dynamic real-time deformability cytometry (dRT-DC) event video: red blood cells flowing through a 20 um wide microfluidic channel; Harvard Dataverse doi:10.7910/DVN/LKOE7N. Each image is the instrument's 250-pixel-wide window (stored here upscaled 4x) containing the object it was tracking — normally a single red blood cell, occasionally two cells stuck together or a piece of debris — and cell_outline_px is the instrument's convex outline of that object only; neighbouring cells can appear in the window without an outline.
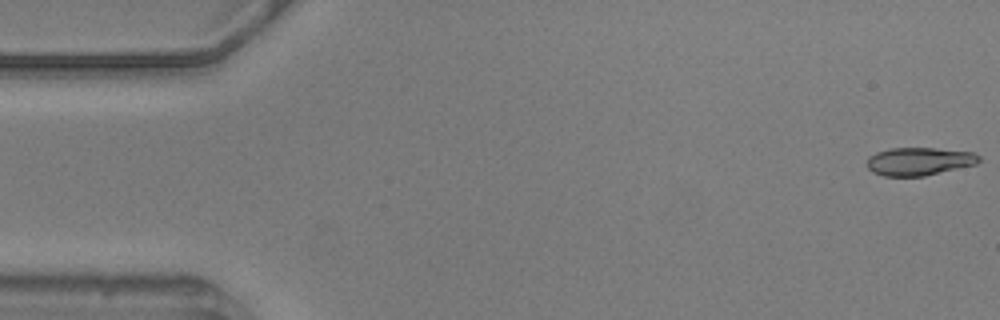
{"species": "common noctule bat (a hibernating species)", "species_latin": "Nyctalus noctula", "temperature_condition": "warm", "stored_images_in_passage": 56, "camera_frame_rate_fps": 3000, "um_per_image_px": 0.085, "animal": {"sex": "male", "body_mass_g": 20.5, "forearm_length_mm": 52.5}, "frame": {"image": 1, "passage_image": 1, "time_ms": 0.0, "image_size_px": [1000, 320], "cell_outline_px": [[980, 160], [976, 164], [924, 176], [884, 176], [872, 172], [868, 168], [868, 156], [876, 152], [888, 148], [936, 148], [972, 152], [980, 156]], "centroid_in_image_um": [78.11, 13.71], "position_along_channel_um": 6.9, "area_um2": 18.26}}
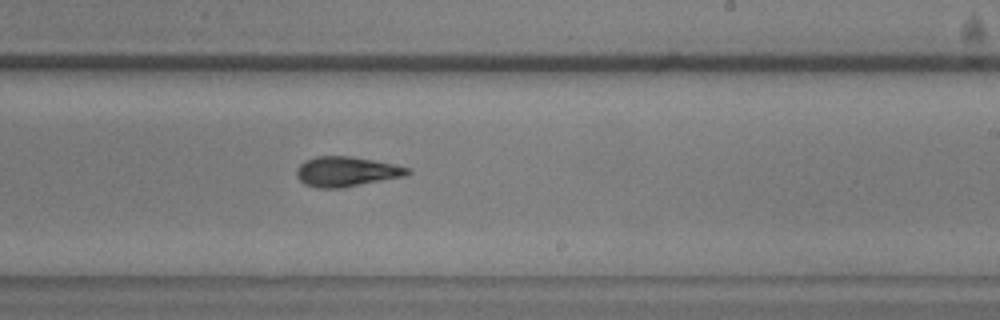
{"frame": {"image": 2, "passage_image": 33, "time_ms": 10.667, "image_size_px": [1000, 320], "cell_outline_px": [[412, 172], [408, 176], [344, 188], [316, 188], [304, 184], [296, 176], [296, 168], [304, 160], [316, 156], [348, 156], [372, 160], [412, 168]], "centroid_in_image_um": [29.46, 14.6], "position_along_channel_um": 259.5, "area_um2": 19.71}}
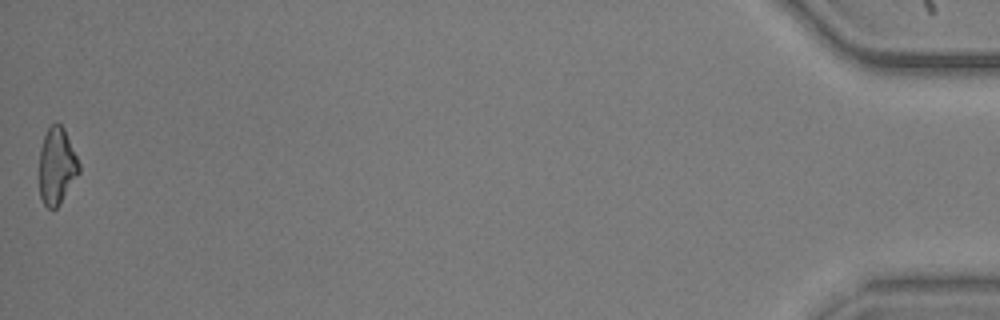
{"frame": {"image": 3, "passage_image": 56, "time_ms": 18.333, "image_size_px": [1000, 320], "cell_outline_px": [[80, 172], [60, 204], [56, 208], [48, 208], [44, 204], [40, 196], [40, 148], [44, 136], [48, 128], [56, 120], [64, 128], [80, 164]], "centroid_in_image_um": [4.84, 14.1], "position_along_channel_um": 430.4, "area_um2": 17.74}, "authors_computed_cell_mechanics": {"area_um2": 18.785, "velocity_mm_per_s": 3.578, "shape_relaxation_time_tau1_ms": 1.717, "shape_relaxation_time_tau2_ms": 2.1138, "deformation_change_tau1": 0.1264, "deformation_change_tau2": 0.1029}}